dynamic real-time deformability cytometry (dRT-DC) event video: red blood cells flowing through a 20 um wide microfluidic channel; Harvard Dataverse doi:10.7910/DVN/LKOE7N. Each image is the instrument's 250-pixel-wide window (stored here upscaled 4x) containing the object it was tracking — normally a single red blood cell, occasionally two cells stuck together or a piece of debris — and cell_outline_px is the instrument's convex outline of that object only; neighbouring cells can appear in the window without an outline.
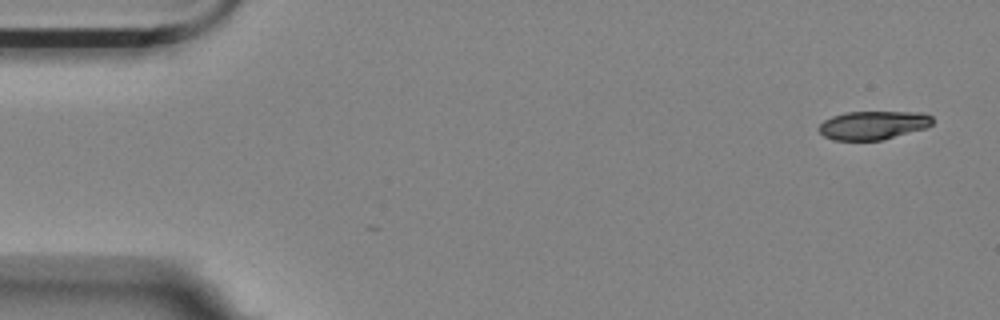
{"species": "Egyptian fruit bat (a non-hibernating species)", "species_latin": "Rousettus aegyptiacus", "temperature_condition": "room temperature", "stored_images_in_passage": 3, "camera_frame_rate_fps": 3000, "um_per_image_px": 0.085, "animal": {"sex": "female"}, "frame": {"image": 1, "passage_image": 1, "time_ms": 0.0, "image_size_px": [1000, 320], "cell_outline_px": [[932, 124], [924, 128], [880, 140], [832, 140], [824, 136], [816, 128], [824, 120], [832, 116], [844, 112], [920, 112], [932, 116]], "centroid_in_image_um": [74.16, 10.63], "position_along_channel_um": 10.8, "area_um2": 18.79}}